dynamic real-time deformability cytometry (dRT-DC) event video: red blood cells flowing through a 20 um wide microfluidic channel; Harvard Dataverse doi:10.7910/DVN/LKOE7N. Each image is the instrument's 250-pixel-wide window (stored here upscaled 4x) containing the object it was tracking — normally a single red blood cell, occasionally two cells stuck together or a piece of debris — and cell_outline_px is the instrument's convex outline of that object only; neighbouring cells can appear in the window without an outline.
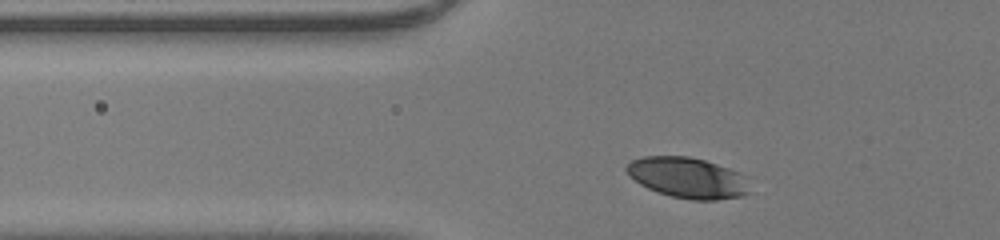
{"species": "human", "species_latin": "Homo sapiens", "temperature_condition": "room temperature", "stored_images_in_passage": 31, "camera_frame_rate_fps": 3000, "um_per_image_px": 0.085, "donor": {"sex": "male"}, "frame": {"image": 1, "passage_image": 6, "time_ms": 1.667, "image_size_px": [1000, 240], "cell_outline_px": [[752, 192], [744, 196], [716, 200], [692, 200], [672, 196], [656, 192], [640, 184], [624, 168], [632, 160], [644, 156], [688, 156], [704, 160], [728, 168], [736, 172]], "centroid_in_image_um": [58.42, 15.12], "position_along_channel_um": 67.4, "area_um2": 28.73}}
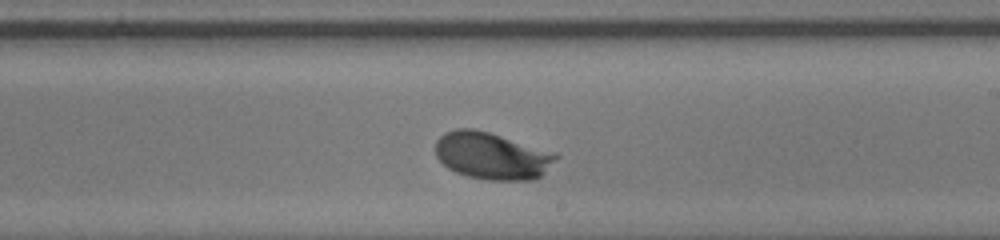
{"frame": {"image": 2, "passage_image": 20, "time_ms": 6.333, "image_size_px": [1000, 240], "cell_outline_px": [[560, 156], [540, 176], [532, 180], [484, 180], [468, 176], [456, 172], [448, 168], [436, 156], [436, 140], [444, 132], [456, 128], [472, 128], [488, 132], [560, 152]], "centroid_in_image_um": [41.85, 13.23], "position_along_channel_um": 247.1, "area_um2": 33.41}}
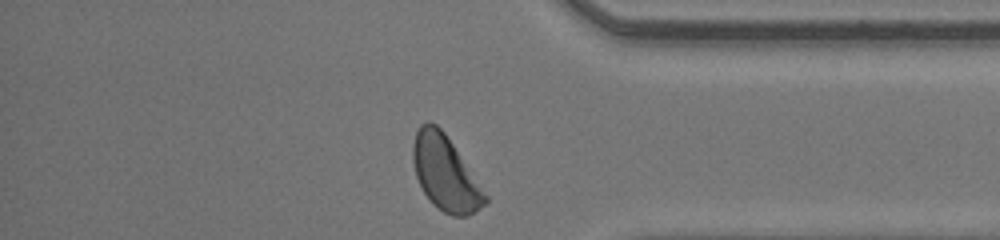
{"frame": {"image": 3, "passage_image": 31, "time_ms": 10.0, "image_size_px": [1000, 240], "cell_outline_px": [[488, 200], [480, 208], [468, 216], [452, 216], [444, 212], [432, 204], [424, 192], [416, 176], [412, 160], [412, 144], [416, 132], [420, 124], [428, 120], [436, 124], [444, 132], [488, 196]], "centroid_in_image_um": [37.82, 14.71], "position_along_channel_um": 397.4, "area_um2": 31.15}, "authors_computed_cell_mechanics": {"area_um2": 31.1542, "velocity_mm_per_s": 4.2246, "shape_relaxation_time_tau1_ms": 2.2804, "shape_relaxation_time_tau2_ms": null, "deformation_change_tau1": 0.1153, "deformation_change_tau2": null}}